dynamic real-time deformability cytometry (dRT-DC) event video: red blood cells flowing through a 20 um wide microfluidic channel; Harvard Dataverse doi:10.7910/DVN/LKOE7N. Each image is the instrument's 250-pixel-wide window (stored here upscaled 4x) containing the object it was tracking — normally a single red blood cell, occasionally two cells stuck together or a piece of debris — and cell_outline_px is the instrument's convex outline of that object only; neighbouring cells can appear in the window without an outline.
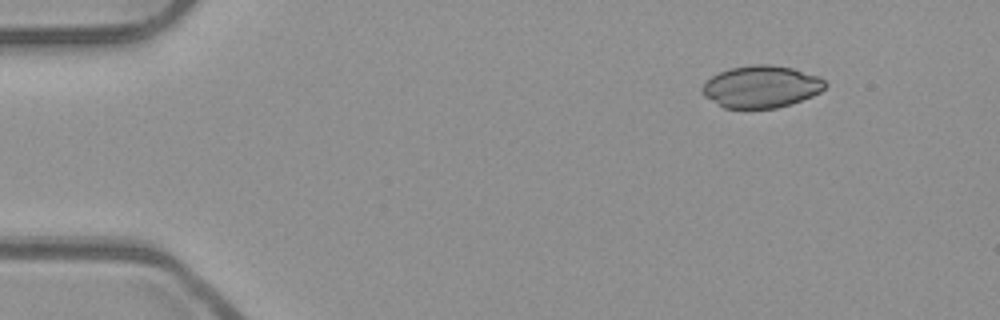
{"species": "common noctule bat (a hibernating species)", "species_latin": "Nyctalus noctula", "temperature_condition": "room temperature", "stored_images_in_passage": 47, "camera_frame_rate_fps": 3000, "um_per_image_px": 0.085, "animal": {"sex": "male", "body_mass_g": 23.1, "forearm_length_mm": 52.7}, "frame": {"image": 1, "passage_image": 1, "time_ms": 0.0, "image_size_px": [1000, 320], "cell_outline_px": [[828, 84], [820, 92], [812, 96], [792, 104], [776, 108], [724, 108], [704, 96], [700, 92], [700, 88], [712, 76], [720, 72], [732, 68], [752, 64], [768, 64], [792, 68], [820, 76]], "centroid_in_image_um": [64.72, 7.37], "position_along_channel_um": 20.3, "area_um2": 30.23}}